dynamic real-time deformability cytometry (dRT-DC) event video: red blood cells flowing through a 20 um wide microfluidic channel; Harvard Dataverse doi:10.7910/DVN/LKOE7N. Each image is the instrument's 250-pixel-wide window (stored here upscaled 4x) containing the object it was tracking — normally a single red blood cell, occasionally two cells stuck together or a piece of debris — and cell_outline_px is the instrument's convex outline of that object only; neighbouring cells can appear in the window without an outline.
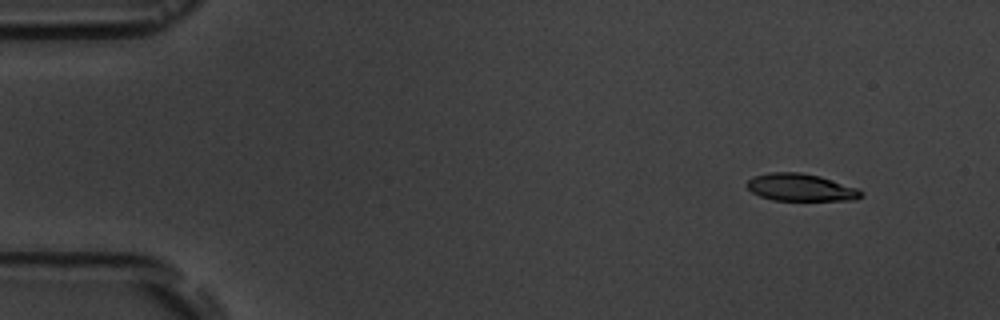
{"species": "common noctule bat (a hibernating species)", "species_latin": "Nyctalus noctula", "temperature_condition": "room temperature", "stored_images_in_passage": 4, "camera_frame_rate_fps": 3000, "um_per_image_px": 0.085, "animal": {"sex": "male", "body_mass_g": 19.5, "forearm_length_mm": 54.6}, "frame": {"image": 1, "passage_image": 1, "time_ms": 0.0, "image_size_px": [1000, 320], "cell_outline_px": [[864, 196], [856, 200], [772, 200], [760, 196], [752, 192], [744, 184], [748, 180], [756, 176], [768, 172], [800, 172], [820, 176], [856, 188], [864, 192]], "centroid_in_image_um": [68.06, 15.93], "position_along_channel_um": 16.9, "area_um2": 18.21}}
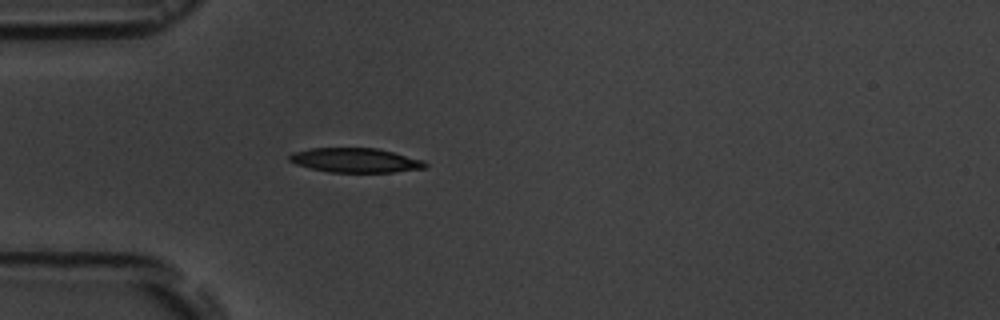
{"frame": {"image": 2, "passage_image": 4, "time_ms": 3.667, "image_size_px": [1000, 320], "cell_outline_px": [[428, 164], [424, 168], [392, 172], [328, 172], [308, 168], [296, 164], [288, 160], [288, 156], [292, 152], [308, 148], [376, 148], [424, 160]], "centroid_in_image_um": [30.15, 13.62], "position_along_channel_um": 54.8, "area_um2": 19.36}}